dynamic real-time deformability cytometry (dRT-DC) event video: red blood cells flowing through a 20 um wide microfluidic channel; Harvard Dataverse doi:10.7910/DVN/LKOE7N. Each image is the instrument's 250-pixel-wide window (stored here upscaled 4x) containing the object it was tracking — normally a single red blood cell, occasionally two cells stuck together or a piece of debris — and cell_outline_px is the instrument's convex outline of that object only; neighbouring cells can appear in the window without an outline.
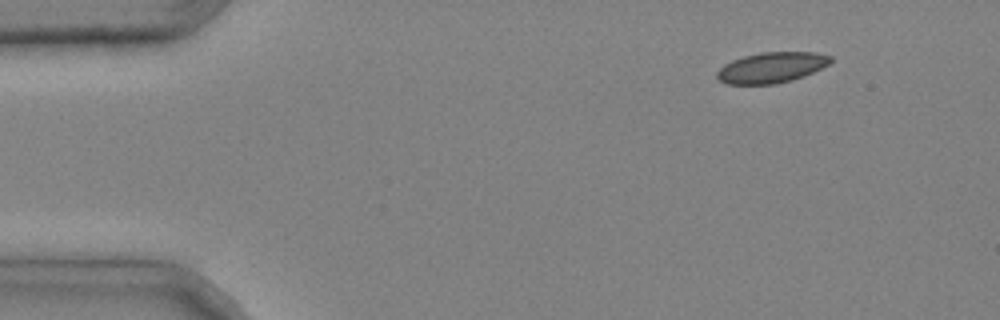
{"species": "common noctule bat (a hibernating species)", "species_latin": "Nyctalus noctula", "temperature_condition": "cold", "stored_images_in_passage": 5, "segment_of_instrument_passage": [2, 2], "camera_frame_rate_fps": 3000, "um_per_image_px": 0.085, "animal": {"sex": "male", "body_mass_g": 20.4}, "frame": {"image": 1, "passage_image": 5, "time_ms": 1.333, "image_size_px": [1000, 320], "cell_outline_px": [[832, 60], [828, 64], [804, 76], [792, 80], [776, 84], [724, 84], [716, 76], [716, 72], [724, 64], [732, 60], [744, 56], [760, 52], [816, 52], [832, 56]], "centroid_in_image_um": [65.56, 5.74], "position_along_channel_um": 19.4, "area_um2": 20.29}}